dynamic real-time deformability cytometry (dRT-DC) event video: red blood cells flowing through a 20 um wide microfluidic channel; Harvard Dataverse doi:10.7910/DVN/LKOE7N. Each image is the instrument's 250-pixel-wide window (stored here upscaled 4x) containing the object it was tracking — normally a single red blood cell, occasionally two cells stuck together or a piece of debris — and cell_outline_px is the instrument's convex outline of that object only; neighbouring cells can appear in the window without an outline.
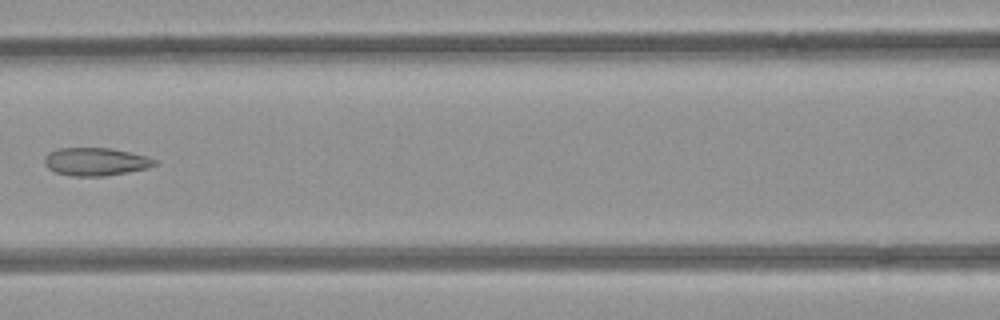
{"species": "common noctule bat (a hibernating species)", "species_latin": "Nyctalus noctula", "temperature_condition": "room temperature", "stored_images_in_passage": 6, "camera_frame_rate_fps": 3000, "um_per_image_px": 0.085, "animal": {"sex": "female", "body_mass_g": 21.9}, "frame": {"image": 1, "passage_image": 6, "time_ms": 1.667, "image_size_px": [1000, 320], "cell_outline_px": [[156, 164], [148, 168], [128, 172], [104, 176], [72, 176], [56, 172], [48, 168], [44, 164], [44, 156], [48, 152], [60, 148], [108, 148], [128, 152], [144, 156], [156, 160]], "centroid_in_image_um": [8.08, 13.74], "position_along_channel_um": 158.5, "area_um2": 17.8}}